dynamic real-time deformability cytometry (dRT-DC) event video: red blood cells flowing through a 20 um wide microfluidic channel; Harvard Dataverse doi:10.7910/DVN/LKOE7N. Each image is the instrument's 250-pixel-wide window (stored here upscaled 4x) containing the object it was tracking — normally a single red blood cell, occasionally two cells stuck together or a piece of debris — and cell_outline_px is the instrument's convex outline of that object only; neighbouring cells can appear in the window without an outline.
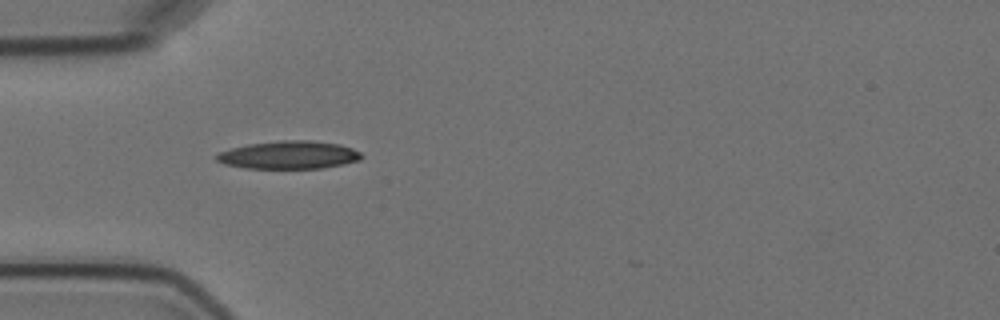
{"species": "Egyptian fruit bat (a non-hibernating species)", "species_latin": "Rousettus aegyptiacus", "temperature_condition": "cold", "stored_images_in_passage": 8, "camera_frame_rate_fps": 3000, "um_per_image_px": 0.085, "animal": {"sex": "female"}, "frame": {"image": 1, "passage_image": 4, "time_ms": 4.333, "image_size_px": [1000, 320], "cell_outline_px": [[364, 156], [360, 160], [344, 164], [320, 168], [244, 168], [224, 164], [216, 160], [216, 156], [220, 152], [232, 148], [248, 144], [280, 140], [308, 140], [340, 144], [352, 148], [360, 152]], "centroid_in_image_um": [24.58, 13.17], "position_along_channel_um": 60.4, "area_um2": 23.58}}
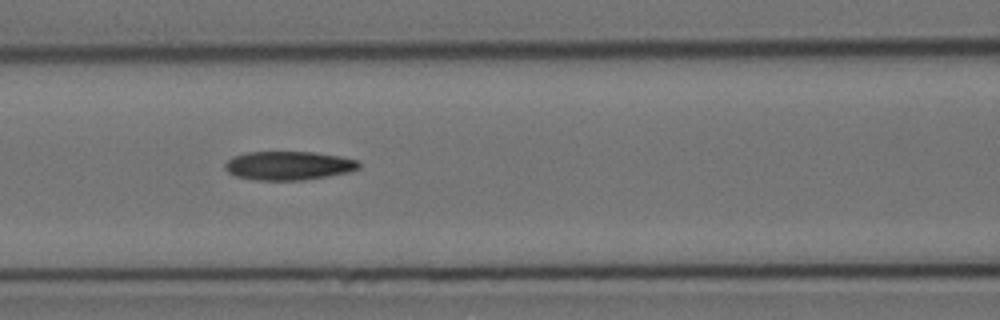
{"frame": {"image": 2, "passage_image": 6, "time_ms": 6.667, "image_size_px": [1000, 320], "cell_outline_px": [[360, 168], [348, 172], [328, 176], [304, 180], [256, 180], [236, 176], [228, 172], [224, 168], [224, 164], [232, 156], [248, 152], [316, 152], [340, 156], [356, 160], [360, 164]], "centroid_in_image_um": [24.52, 14.07], "position_along_channel_um": 142.1, "area_um2": 22.48}}
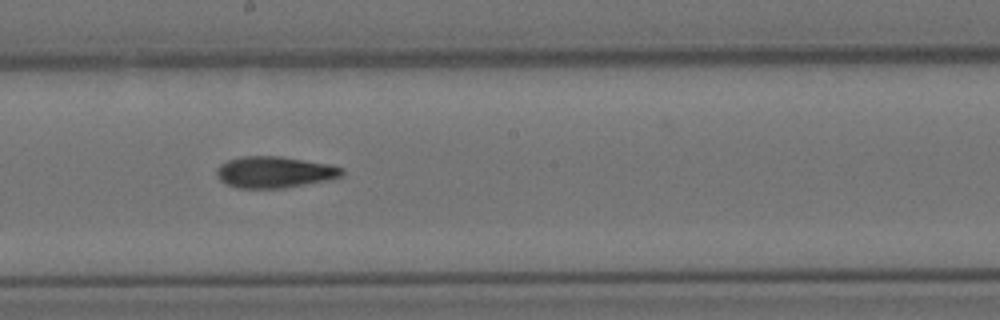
{"frame": {"image": 3, "passage_image": 8, "time_ms": 9.0, "image_size_px": [1000, 320], "cell_outline_px": [[344, 172], [340, 176], [324, 180], [284, 188], [236, 188], [220, 180], [216, 176], [216, 168], [220, 164], [228, 160], [240, 156], [280, 156], [328, 164], [344, 168]], "centroid_in_image_um": [23.27, 14.62], "position_along_channel_um": 224.9, "area_um2": 22.77}}